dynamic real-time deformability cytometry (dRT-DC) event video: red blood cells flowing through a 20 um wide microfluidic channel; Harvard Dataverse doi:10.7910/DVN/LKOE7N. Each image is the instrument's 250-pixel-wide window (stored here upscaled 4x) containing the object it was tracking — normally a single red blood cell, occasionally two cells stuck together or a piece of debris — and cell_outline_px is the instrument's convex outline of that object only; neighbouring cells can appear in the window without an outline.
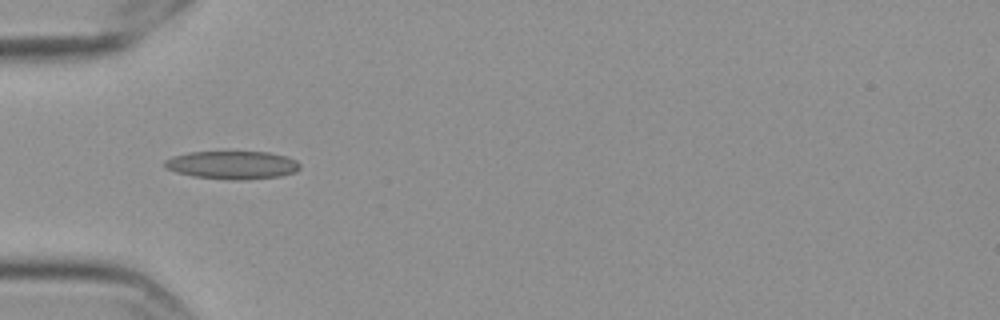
{"species": "Egyptian fruit bat (a non-hibernating species)", "species_latin": "Rousettus aegyptiacus", "temperature_condition": "cold", "stored_images_in_passage": 39, "camera_frame_rate_fps": 3000, "um_per_image_px": 0.085, "frame": {"image": 1, "passage_image": 1, "time_ms": 0.0, "image_size_px": [1000, 320], "cell_outline_px": [[300, 168], [296, 172], [280, 176], [244, 180], [232, 180], [192, 176], [176, 172], [164, 168], [164, 160], [172, 156], [188, 152], [268, 152], [284, 156], [296, 160], [300, 164]], "centroid_in_image_um": [19.72, 14.03], "position_along_channel_um": 65.3, "area_um2": 22.25}}
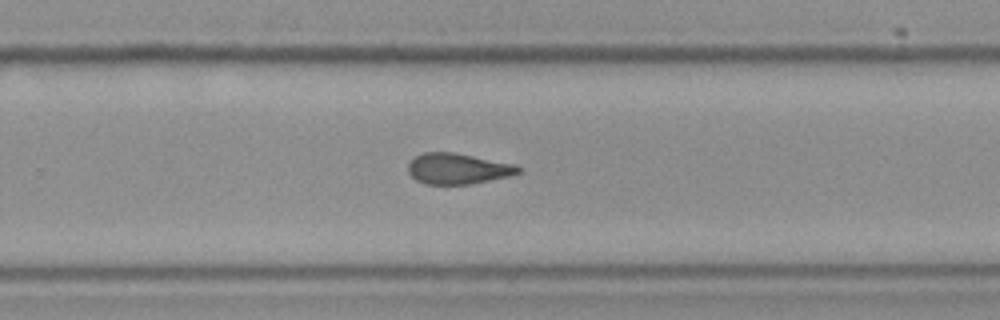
{"frame": {"image": 2, "passage_image": 20, "time_ms": 6.333, "image_size_px": [1000, 320], "cell_outline_px": [[520, 172], [508, 176], [472, 184], [424, 184], [416, 180], [408, 172], [408, 164], [416, 156], [424, 152], [452, 152], [516, 164], [520, 168]], "centroid_in_image_um": [38.9, 14.34], "position_along_channel_um": 290.9, "area_um2": 19.65}}
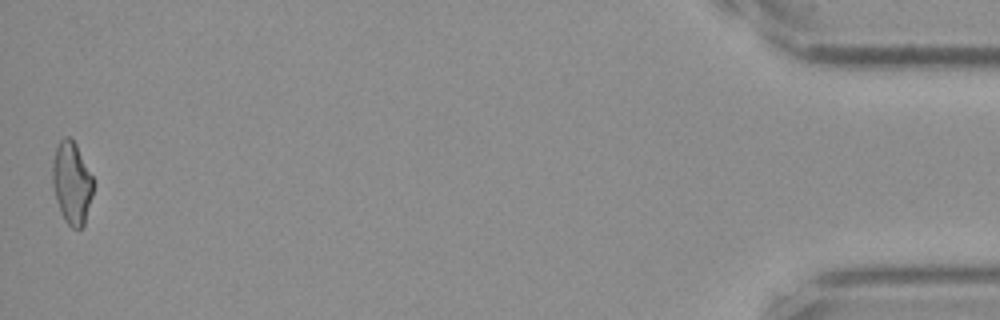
{"frame": {"image": 3, "passage_image": 39, "time_ms": 12.667, "image_size_px": [1000, 320], "cell_outline_px": [[92, 196], [84, 224], [80, 228], [72, 228], [64, 220], [60, 212], [52, 184], [52, 164], [56, 148], [60, 140], [64, 136], [68, 136], [76, 144], [92, 176]], "centroid_in_image_um": [6.08, 15.55], "position_along_channel_um": 429.1, "area_um2": 19.31}, "authors_computed_cell_mechanics": {"area_um2": 19.8832, "velocity_mm_per_s": 3.5839, "shape_relaxation_time_tau1_ms": null, "shape_relaxation_time_tau2_ms": 3.647, "deformation_change_tau1": null, "deformation_change_tau2": 0.1167}}